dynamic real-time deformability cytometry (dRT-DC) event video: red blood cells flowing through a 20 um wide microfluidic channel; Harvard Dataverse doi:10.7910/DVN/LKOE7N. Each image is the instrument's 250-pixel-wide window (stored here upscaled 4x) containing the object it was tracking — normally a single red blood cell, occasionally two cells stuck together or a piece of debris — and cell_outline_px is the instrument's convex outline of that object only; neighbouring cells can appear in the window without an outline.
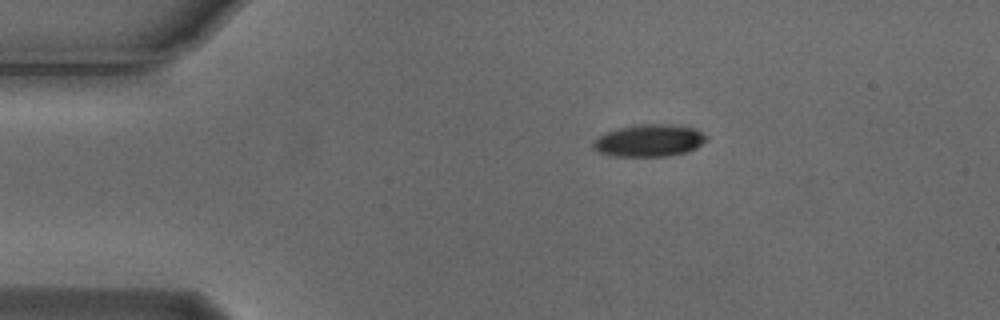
{"species": "Egyptian fruit bat (a non-hibernating species)", "species_latin": "Rousettus aegyptiacus", "temperature_condition": "cold", "stored_images_in_passage": 5, "camera_frame_rate_fps": 3000, "um_per_image_px": 0.085, "animal": {"sex": "male"}, "frame": {"image": 1, "passage_image": 1, "time_ms": 0.0, "image_size_px": [1000, 320], "cell_outline_px": [[708, 140], [696, 148], [688, 152], [668, 156], [612, 156], [596, 152], [592, 148], [592, 140], [596, 136], [616, 128], [640, 124], [672, 124], [696, 128], [708, 136]], "centroid_in_image_um": [55.16, 11.94], "position_along_channel_um": 29.8, "area_um2": 21.79}}
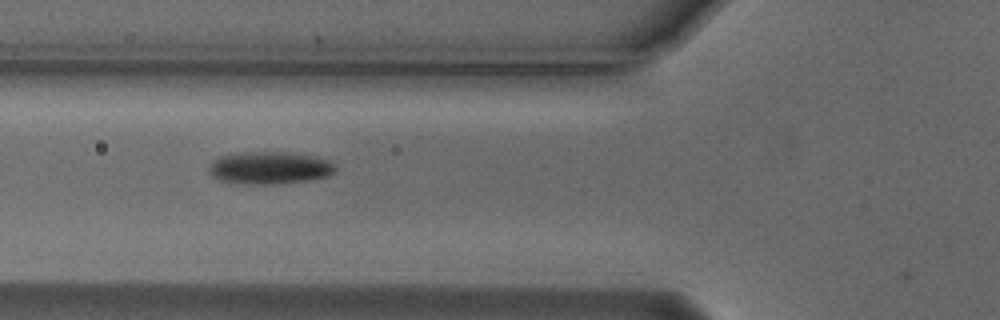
{"frame": {"image": 2, "passage_image": 4, "time_ms": 1.0, "image_size_px": [1000, 320], "cell_outline_px": [[336, 168], [328, 176], [312, 180], [272, 184], [260, 184], [220, 180], [212, 176], [208, 172], [208, 168], [212, 160], [220, 156], [244, 152], [288, 152], [316, 156], [332, 160], [336, 164]], "centroid_in_image_um": [22.97, 14.25], "position_along_channel_um": 102.8, "area_um2": 23.99}}
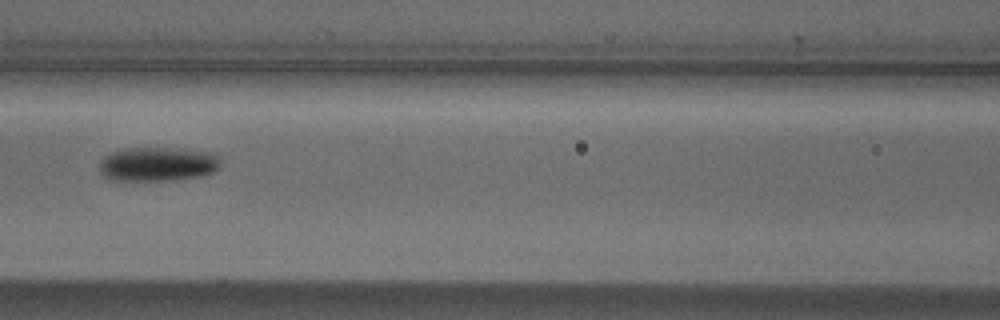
{"frame": {"image": 3, "passage_image": 5, "time_ms": 1.333, "image_size_px": [1000, 320], "cell_outline_px": [[220, 168], [204, 176], [180, 180], [108, 180], [100, 172], [100, 160], [108, 152], [120, 148], [184, 148], [212, 152], [220, 156]], "centroid_in_image_um": [13.43, 13.94], "position_along_channel_um": 153.2, "area_um2": 24.85}}